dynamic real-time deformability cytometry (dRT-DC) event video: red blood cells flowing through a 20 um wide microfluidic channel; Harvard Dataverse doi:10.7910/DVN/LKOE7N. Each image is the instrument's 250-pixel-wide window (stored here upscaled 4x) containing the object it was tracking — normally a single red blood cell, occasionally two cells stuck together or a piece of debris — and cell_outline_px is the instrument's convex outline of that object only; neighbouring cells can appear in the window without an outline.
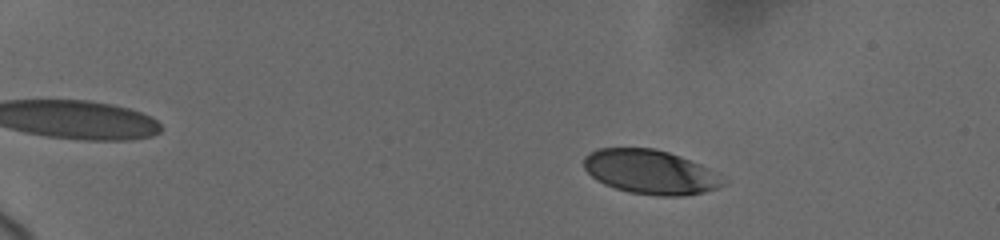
{"species": "human", "species_latin": "Homo sapiens", "temperature_condition": "cold", "stored_images_in_passage": 10, "camera_frame_rate_fps": 3000, "um_per_image_px": 0.085, "donor": {"sex": "female"}, "frame": {"image": 1, "passage_image": 4, "time_ms": 2.333, "image_size_px": [1000, 240], "cell_outline_px": [[728, 184], [704, 192], [680, 196], [660, 196], [628, 192], [604, 184], [596, 180], [584, 168], [584, 156], [596, 148], [656, 148], [680, 156], [700, 164], [728, 180]], "centroid_in_image_um": [55.29, 14.62], "position_along_channel_um": 29.7, "area_um2": 36.01}}
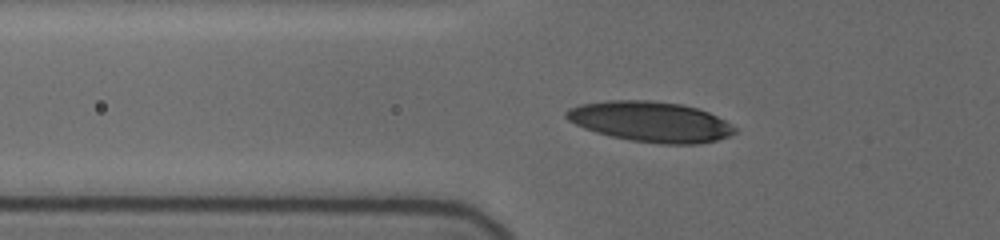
{"frame": {"image": 2, "passage_image": 9, "time_ms": 6.333, "image_size_px": [1000, 240], "cell_outline_px": [[736, 132], [728, 136], [716, 140], [696, 144], [664, 144], [632, 140], [612, 136], [596, 132], [584, 128], [568, 120], [564, 116], [564, 112], [568, 108], [580, 104], [608, 100], [648, 100], [680, 104], [696, 108], [708, 112], [724, 120], [736, 128]], "centroid_in_image_um": [55.26, 10.33], "position_along_channel_um": 70.5, "area_um2": 39.36}}